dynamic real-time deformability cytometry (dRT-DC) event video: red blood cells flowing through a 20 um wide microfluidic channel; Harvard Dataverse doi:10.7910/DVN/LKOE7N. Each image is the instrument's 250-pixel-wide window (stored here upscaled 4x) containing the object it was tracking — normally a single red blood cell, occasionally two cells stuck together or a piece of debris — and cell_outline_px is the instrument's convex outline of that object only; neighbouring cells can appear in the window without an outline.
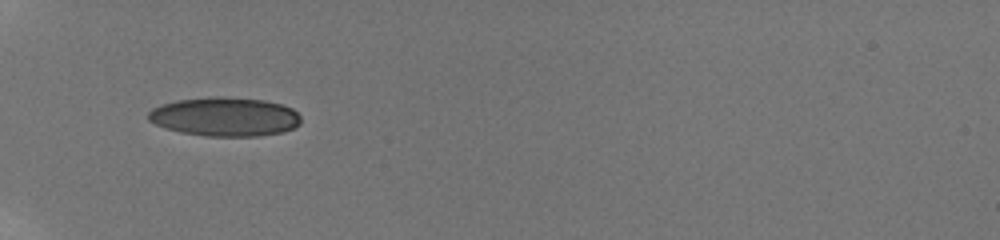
{"species": "human", "species_latin": "Homo sapiens", "temperature_condition": "room temperature", "stored_images_in_passage": 19, "camera_frame_rate_fps": 3000, "um_per_image_px": 0.085, "donor": {"sex": "male"}, "frame": {"image": 1, "passage_image": 1, "time_ms": 0.0, "image_size_px": [1000, 240], "cell_outline_px": [[300, 124], [284, 132], [260, 136], [204, 136], [180, 132], [164, 128], [148, 120], [148, 112], [152, 108], [160, 104], [176, 100], [212, 96], [228, 96], [264, 100], [280, 104], [292, 108], [300, 116]], "centroid_in_image_um": [19.09, 9.91], "position_along_channel_um": 65.9, "area_um2": 35.03}}
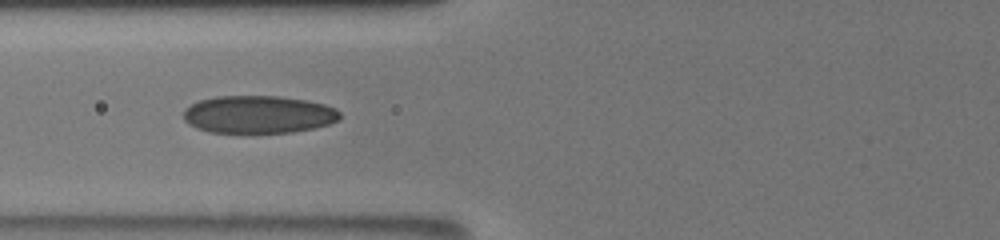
{"frame": {"image": 2, "passage_image": 8, "time_ms": 1.333, "image_size_px": [1000, 240], "cell_outline_px": [[340, 120], [328, 124], [312, 128], [292, 132], [208, 132], [196, 128], [188, 124], [184, 120], [184, 108], [200, 100], [216, 96], [280, 96], [304, 100], [324, 104], [336, 108], [340, 112]], "centroid_in_image_um": [21.95, 9.72], "position_along_channel_um": 103.8, "area_um2": 34.28}}
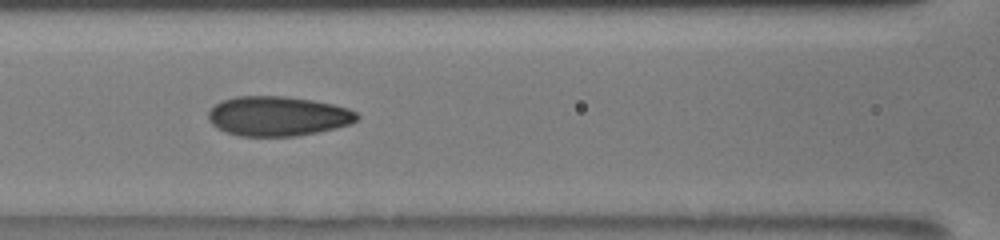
{"frame": {"image": 3, "passage_image": 13, "time_ms": 2.333, "image_size_px": [1000, 240], "cell_outline_px": [[360, 116], [356, 120], [348, 124], [336, 128], [296, 136], [240, 136], [224, 132], [216, 128], [208, 120], [208, 112], [220, 100], [236, 96], [288, 96], [312, 100], [332, 104], [348, 108], [356, 112]], "centroid_in_image_um": [23.58, 9.87], "position_along_channel_um": 143.0, "area_um2": 34.51}}